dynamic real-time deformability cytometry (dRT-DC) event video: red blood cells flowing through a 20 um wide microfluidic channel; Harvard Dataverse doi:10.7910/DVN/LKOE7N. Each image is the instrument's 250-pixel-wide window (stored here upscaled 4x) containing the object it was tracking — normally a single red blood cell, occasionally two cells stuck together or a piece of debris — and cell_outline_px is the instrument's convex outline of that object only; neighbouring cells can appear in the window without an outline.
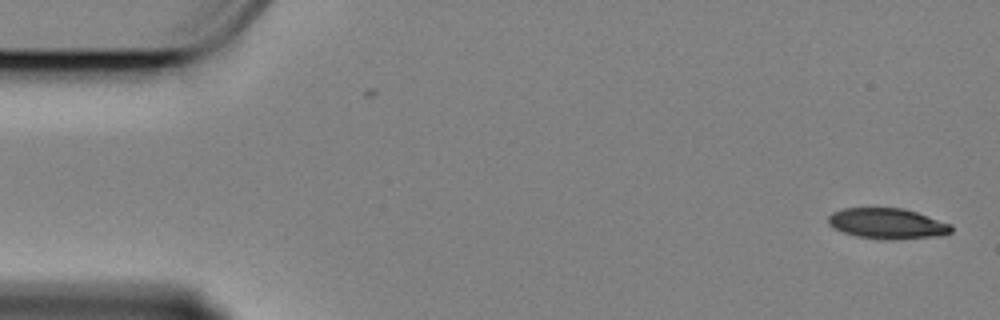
{"species": "Egyptian fruit bat (a non-hibernating species)", "species_latin": "Rousettus aegyptiacus", "temperature_condition": "cold", "stored_images_in_passage": 52, "camera_frame_rate_fps": 3000, "um_per_image_px": 0.085, "animal": {"sex": "female"}, "frame": {"image": 1, "passage_image": 1, "time_ms": 0.0, "image_size_px": [1000, 320], "cell_outline_px": [[952, 232], [940, 236], [892, 240], [880, 240], [856, 236], [832, 228], [828, 224], [828, 216], [832, 212], [840, 208], [904, 208], [952, 224]], "centroid_in_image_um": [75.41, 19.01], "position_along_channel_um": 9.6, "area_um2": 22.25}}
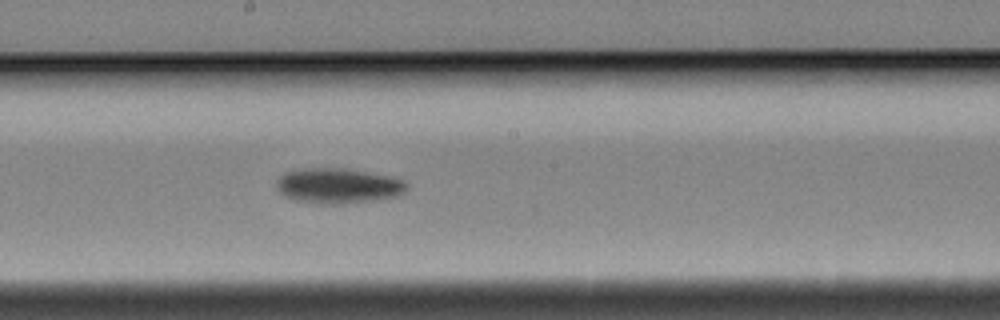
{"frame": {"image": 2, "passage_image": 30, "time_ms": 9.667, "image_size_px": [1000, 320], "cell_outline_px": [[408, 188], [404, 192], [396, 196], [372, 200], [336, 204], [320, 204], [296, 200], [284, 196], [276, 188], [276, 180], [280, 176], [288, 172], [300, 168], [344, 168], [388, 176], [404, 180], [408, 184]], "centroid_in_image_um": [28.71, 15.79], "position_along_channel_um": 219.5, "area_um2": 26.59}}
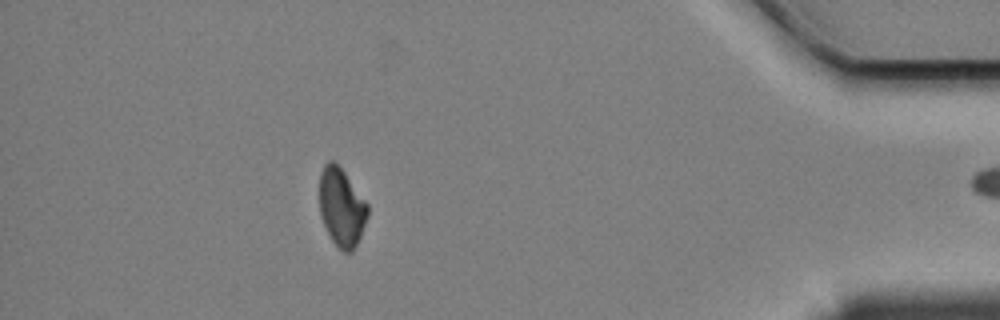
{"frame": {"image": 3, "passage_image": 51, "time_ms": 16.667, "image_size_px": [1000, 320], "cell_outline_px": [[368, 216], [360, 236], [352, 252], [344, 252], [336, 248], [320, 216], [320, 172], [324, 164], [328, 160], [332, 160], [344, 172], [368, 204]], "centroid_in_image_um": [29.02, 17.63], "position_along_channel_um": 406.2, "area_um2": 21.85}}